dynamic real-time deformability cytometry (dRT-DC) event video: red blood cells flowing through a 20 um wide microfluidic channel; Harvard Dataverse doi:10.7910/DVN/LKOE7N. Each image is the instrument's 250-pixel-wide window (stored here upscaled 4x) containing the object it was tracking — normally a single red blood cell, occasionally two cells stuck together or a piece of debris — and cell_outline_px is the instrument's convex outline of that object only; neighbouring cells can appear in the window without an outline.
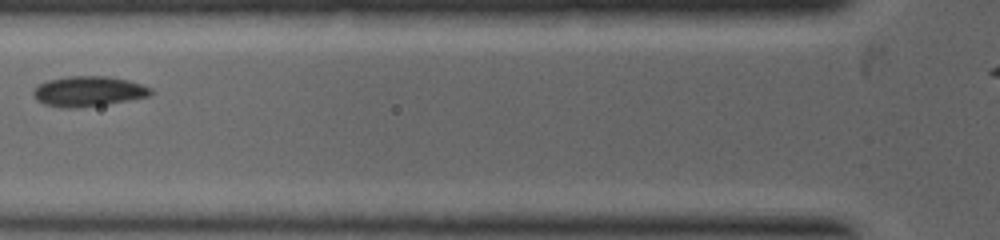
{"species": "common noctule bat (a hibernating species)", "species_latin": "Nyctalus noctula", "temperature_condition": "warm", "stored_images_in_passage": 6, "camera_frame_rate_fps": 5000, "um_per_image_px": 0.085, "animal": {"sex": "female", "body_mass_g": 19.0, "forearm_length_mm": 53.3}, "frame": {"image": 1, "passage_image": 3, "time_ms": 1.0, "image_size_px": [1000, 240], "cell_outline_px": [[156, 92], [148, 96], [128, 100], [80, 108], [60, 108], [44, 104], [36, 100], [32, 96], [32, 92], [40, 84], [48, 80], [68, 76], [108, 76], [128, 80], [152, 88]], "centroid_in_image_um": [7.5, 7.77], "position_along_channel_um": 118.3, "area_um2": 20.75}}
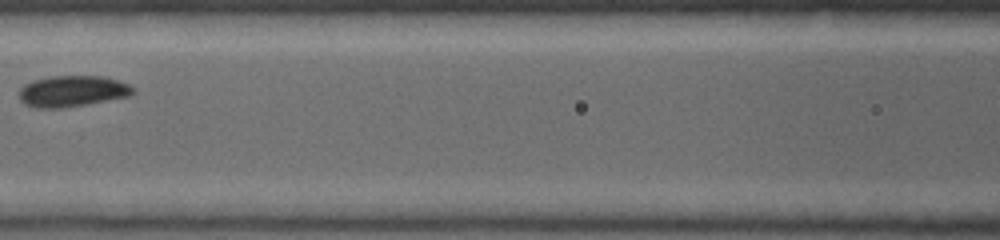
{"frame": {"image": 2, "passage_image": 4, "time_ms": 1.6, "image_size_px": [1000, 240], "cell_outline_px": [[136, 92], [132, 96], [88, 104], [64, 108], [36, 108], [24, 104], [20, 100], [20, 88], [24, 84], [32, 80], [52, 76], [100, 76], [116, 80], [128, 84], [136, 88]], "centroid_in_image_um": [6.17, 7.76], "position_along_channel_um": 160.4, "area_um2": 20.92}}